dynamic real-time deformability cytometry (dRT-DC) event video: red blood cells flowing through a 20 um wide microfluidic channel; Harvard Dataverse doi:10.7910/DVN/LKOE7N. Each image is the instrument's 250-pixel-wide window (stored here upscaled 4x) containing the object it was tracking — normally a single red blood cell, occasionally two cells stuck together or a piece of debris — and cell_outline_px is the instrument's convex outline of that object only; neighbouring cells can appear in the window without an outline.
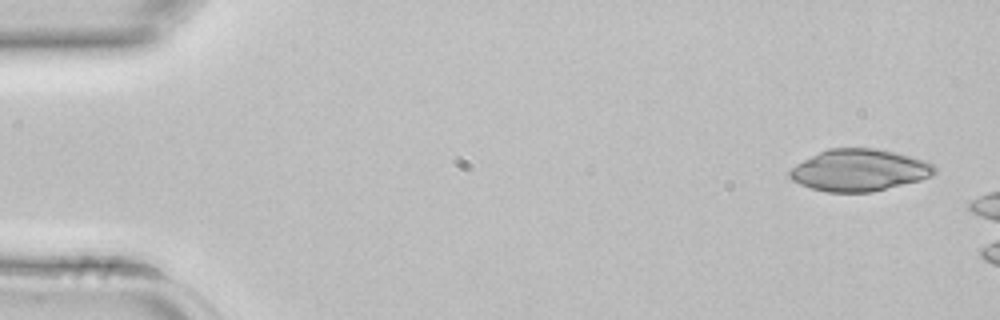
{"species": "common noctule bat (a hibernating species)", "species_latin": "Nyctalus noctula", "temperature_condition": "room temperature", "stored_images_in_passage": 3, "camera_frame_rate_fps": 3000, "um_per_image_px": 0.085, "animal": {"sex": "female", "body_mass_g": 22.7, "forearm_length_mm": 54.2}, "frame": {"image": 1, "passage_image": 1, "time_ms": 0.0, "image_size_px": [1000, 320], "cell_outline_px": [[936, 172], [932, 176], [920, 180], [872, 192], [824, 192], [800, 184], [792, 180], [788, 176], [788, 172], [796, 164], [828, 148], [876, 148], [896, 152], [928, 160], [936, 168]], "centroid_in_image_um": [73.07, 14.46], "position_along_channel_um": 11.9, "area_um2": 35.49}}